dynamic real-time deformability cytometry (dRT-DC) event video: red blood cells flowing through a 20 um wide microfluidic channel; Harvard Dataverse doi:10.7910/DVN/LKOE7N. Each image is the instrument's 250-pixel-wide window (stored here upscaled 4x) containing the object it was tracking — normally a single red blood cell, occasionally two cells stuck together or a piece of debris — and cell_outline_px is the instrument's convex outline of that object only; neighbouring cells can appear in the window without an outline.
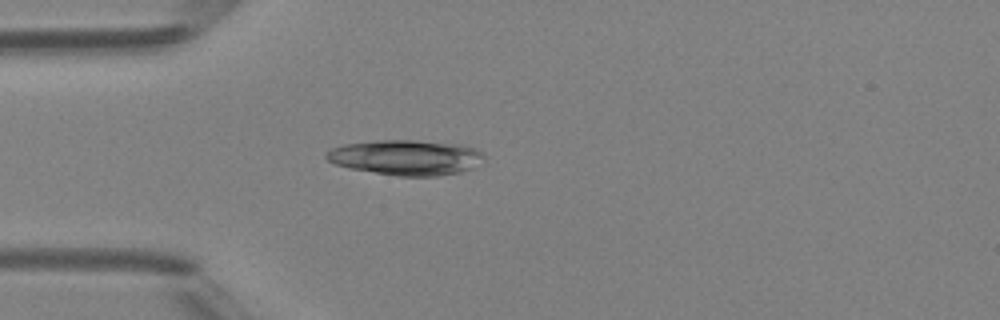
{"species": "Egyptian fruit bat (a non-hibernating species)", "species_latin": "Rousettus aegyptiacus", "temperature_condition": "room temperature", "stored_images_in_passage": 4, "camera_frame_rate_fps": 3000, "um_per_image_px": 0.085, "animal": {"sex": "female"}, "frame": {"image": 1, "passage_image": 4, "time_ms": 3.667, "image_size_px": [1000, 320], "cell_outline_px": [[484, 156], [472, 168], [460, 172], [436, 176], [396, 176], [348, 168], [336, 164], [328, 160], [324, 156], [324, 152], [332, 148], [344, 144], [376, 140], [416, 140], [460, 144], [476, 148], [484, 152]], "centroid_in_image_um": [34.48, 13.37], "position_along_channel_um": 50.5, "area_um2": 32.48}}